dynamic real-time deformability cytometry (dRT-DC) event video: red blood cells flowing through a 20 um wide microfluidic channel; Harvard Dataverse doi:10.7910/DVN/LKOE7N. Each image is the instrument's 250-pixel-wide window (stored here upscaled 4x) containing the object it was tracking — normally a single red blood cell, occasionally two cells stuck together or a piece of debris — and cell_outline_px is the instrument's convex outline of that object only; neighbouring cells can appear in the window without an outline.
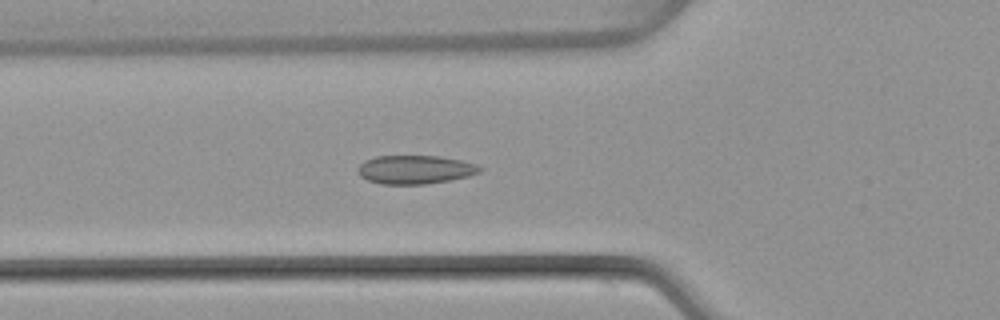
{"species": "common noctule bat (a hibernating species)", "species_latin": "Nyctalus noctula", "temperature_condition": "warm", "stored_images_in_passage": 50, "camera_frame_rate_fps": 3000, "um_per_image_px": 0.085, "animal": {"sex": "female", "body_mass_g": 22.7, "forearm_length_mm": 54.2}, "frame": {"image": 1, "passage_image": 18, "time_ms": 5.667, "image_size_px": [1000, 320], "cell_outline_px": [[484, 168], [480, 172], [468, 176], [448, 180], [424, 184], [380, 184], [368, 180], [360, 176], [360, 164], [364, 160], [376, 156], [440, 156], [460, 160], [476, 164]], "centroid_in_image_um": [35.3, 14.41], "position_along_channel_um": 90.5, "area_um2": 20.17}}
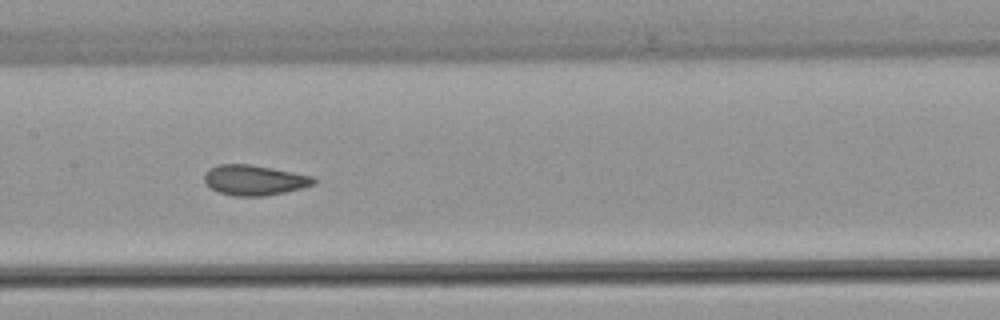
{"frame": {"image": 2, "passage_image": 25, "time_ms": 8.0, "image_size_px": [1000, 320], "cell_outline_px": [[316, 184], [284, 192], [264, 196], [232, 196], [220, 192], [204, 184], [204, 172], [208, 168], [220, 164], [248, 164], [272, 168], [316, 176]], "centroid_in_image_um": [21.61, 15.3], "position_along_channel_um": 185.8, "area_um2": 19.42}}
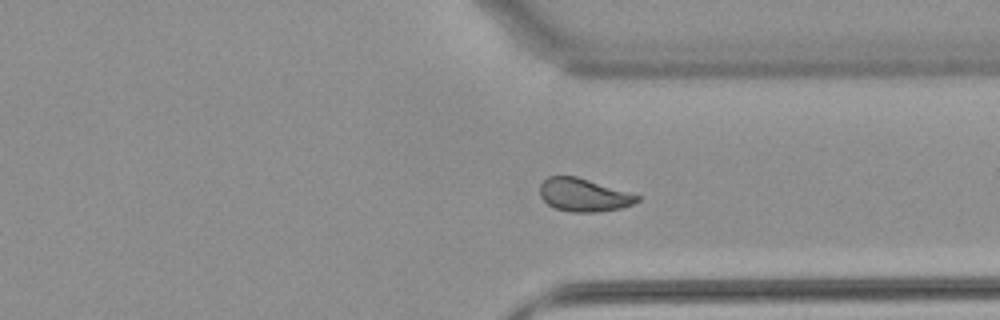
{"frame": {"image": 3, "passage_image": 38, "time_ms": 12.333, "image_size_px": [1000, 320], "cell_outline_px": [[640, 200], [624, 208], [600, 212], [568, 212], [556, 208], [548, 204], [540, 196], [540, 184], [548, 176], [576, 176], [640, 196]], "centroid_in_image_um": [49.6, 16.59], "position_along_channel_um": 361.8, "area_um2": 18.67}, "authors_computed_cell_mechanics": {"area_um2": 19.5942, "velocity_mm_per_s": 4.0563, "shape_relaxation_time_tau1_ms": null, "shape_relaxation_time_tau2_ms": 0.8567, "deformation_change_tau1": null, "deformation_change_tau2": 0.0543}}